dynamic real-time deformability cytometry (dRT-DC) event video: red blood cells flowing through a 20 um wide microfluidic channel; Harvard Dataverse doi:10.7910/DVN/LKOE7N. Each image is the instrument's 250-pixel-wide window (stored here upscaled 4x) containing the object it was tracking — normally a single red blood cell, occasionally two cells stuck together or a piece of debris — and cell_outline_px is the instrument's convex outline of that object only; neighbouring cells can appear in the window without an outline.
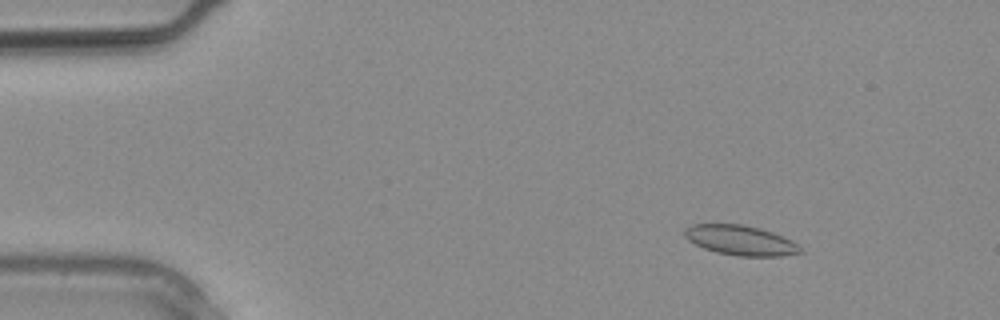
{"species": "common noctule bat (a hibernating species)", "species_latin": "Nyctalus noctula", "temperature_condition": "warm", "stored_images_in_passage": 15, "camera_frame_rate_fps": 3000, "um_per_image_px": 0.085, "animal": {"sex": "male", "body_mass_g": 20.4}, "frame": {"image": 1, "passage_image": 3, "time_ms": 0.667, "image_size_px": [1000, 320], "cell_outline_px": [[804, 252], [780, 256], [740, 256], [716, 252], [704, 248], [688, 240], [684, 236], [684, 228], [692, 224], [740, 224], [760, 228], [772, 232], [792, 240]], "centroid_in_image_um": [62.92, 20.42], "position_along_channel_um": 22.1, "area_um2": 20.06}}